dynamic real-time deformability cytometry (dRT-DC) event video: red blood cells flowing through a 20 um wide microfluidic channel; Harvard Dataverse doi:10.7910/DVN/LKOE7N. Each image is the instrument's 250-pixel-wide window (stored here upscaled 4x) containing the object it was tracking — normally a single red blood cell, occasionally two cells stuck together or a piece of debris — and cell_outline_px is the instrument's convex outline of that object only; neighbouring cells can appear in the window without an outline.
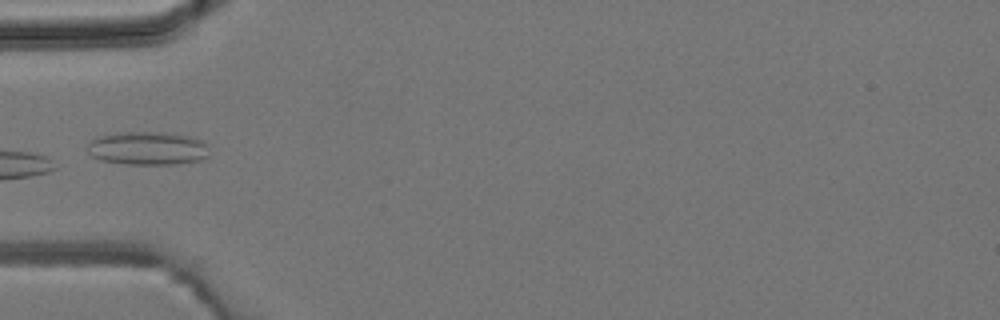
{"species": "common noctule bat (a hibernating species)", "species_latin": "Nyctalus noctula", "temperature_condition": "room temperature", "stored_images_in_passage": 6, "camera_frame_rate_fps": 3000, "um_per_image_px": 0.085, "animal": {"sex": "male", "body_mass_g": 19.2, "forearm_length_mm": 51.8}, "frame": {"image": 1, "passage_image": 5, "time_ms": 4.667, "image_size_px": [1000, 320], "cell_outline_px": [[208, 156], [200, 160], [176, 164], [124, 164], [100, 160], [92, 156], [84, 148], [84, 144], [96, 136], [116, 132], [172, 132], [200, 140], [204, 144]], "centroid_in_image_um": [12.42, 12.59], "position_along_channel_um": 72.6, "area_um2": 23.99}}